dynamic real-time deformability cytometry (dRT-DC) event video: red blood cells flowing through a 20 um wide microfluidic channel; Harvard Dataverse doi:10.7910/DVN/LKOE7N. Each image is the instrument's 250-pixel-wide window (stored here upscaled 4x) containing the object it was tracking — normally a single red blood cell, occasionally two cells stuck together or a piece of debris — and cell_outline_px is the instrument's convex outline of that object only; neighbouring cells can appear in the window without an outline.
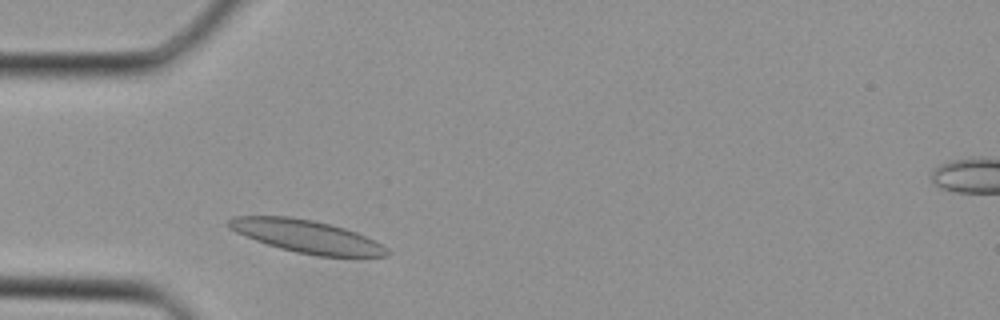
{"species": "Egyptian fruit bat (a non-hibernating species)", "species_latin": "Rousettus aegyptiacus", "temperature_condition": "cold", "stored_images_in_passage": 27, "camera_frame_rate_fps": 3000, "um_per_image_px": 0.085, "animal": {"sex": "female"}, "frame": {"image": 1, "passage_image": 2, "time_ms": 0.333, "image_size_px": [1000, 320], "cell_outline_px": [[388, 256], [316, 256], [296, 252], [280, 248], [256, 240], [236, 232], [228, 228], [228, 220], [232, 216], [288, 216], [312, 220], [344, 228], [356, 232], [388, 248]], "centroid_in_image_um": [26.02, 20.09], "position_along_channel_um": 59.0, "area_um2": 29.77}}
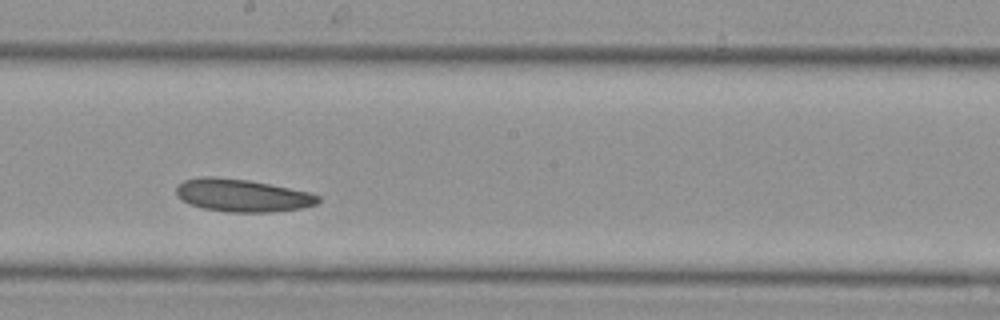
{"frame": {"image": 2, "passage_image": 12, "time_ms": 3.667, "image_size_px": [1000, 320], "cell_outline_px": [[320, 200], [316, 204], [304, 208], [272, 212], [228, 212], [204, 208], [188, 204], [176, 192], [176, 188], [184, 180], [200, 176], [216, 176], [248, 180], [308, 192], [320, 196]], "centroid_in_image_um": [20.6, 16.61], "position_along_channel_um": 227.6, "area_um2": 26.88}}
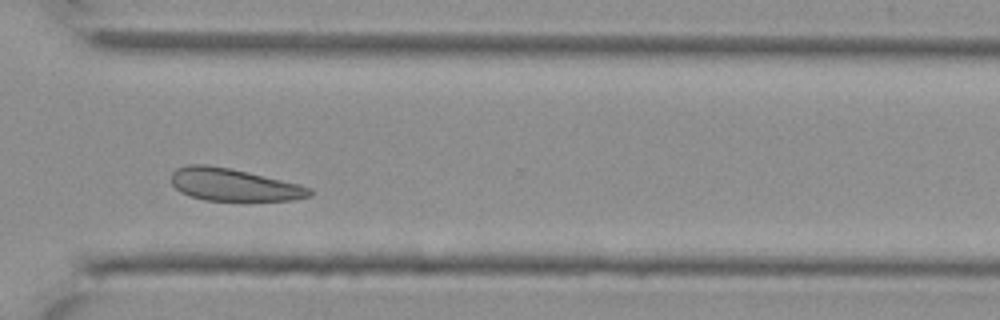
{"frame": {"image": 3, "passage_image": 19, "time_ms": 6.0, "image_size_px": [1000, 320], "cell_outline_px": [[312, 196], [292, 200], [204, 200], [180, 192], [172, 184], [172, 172], [176, 168], [188, 164], [204, 164], [228, 168], [248, 172], [300, 184], [312, 188]], "centroid_in_image_um": [19.88, 15.7], "position_along_channel_um": 350.7, "area_um2": 26.01}}